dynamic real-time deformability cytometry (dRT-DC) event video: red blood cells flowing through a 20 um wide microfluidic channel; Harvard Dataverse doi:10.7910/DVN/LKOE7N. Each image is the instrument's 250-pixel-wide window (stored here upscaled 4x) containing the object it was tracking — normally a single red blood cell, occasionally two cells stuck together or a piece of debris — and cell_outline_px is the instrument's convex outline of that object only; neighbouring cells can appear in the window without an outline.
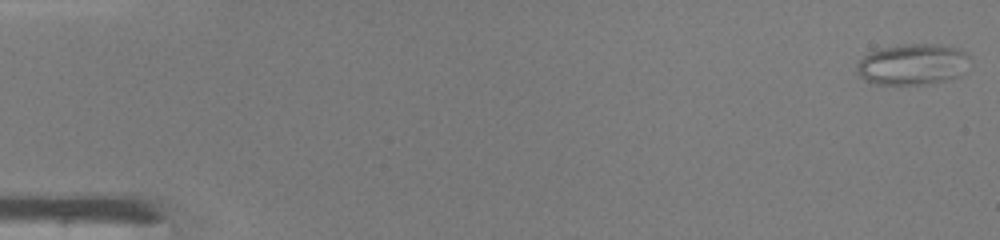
{"species": "common noctule bat (a hibernating species)", "species_latin": "Nyctalus noctula", "temperature_condition": "warm", "stored_images_in_passage": 47, "camera_frame_rate_fps": 3000, "um_per_image_px": 0.085, "animal": {"sex": "male", "body_mass_g": 19.0, "forearm_length_mm": 50.8}, "frame": {"image": 1, "passage_image": 1, "time_ms": 0.0, "image_size_px": [1000, 240], "cell_outline_px": [[968, 56], [960, 76], [944, 80], [920, 84], [876, 84], [864, 80], [856, 72], [856, 64], [864, 56], [872, 52], [884, 48], [904, 44], [936, 44], [960, 48], [968, 52]], "centroid_in_image_um": [77.54, 5.46], "position_along_channel_um": 7.5, "area_um2": 26.65}}
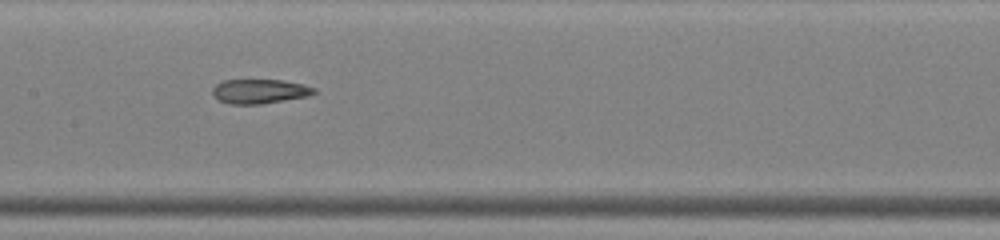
{"frame": {"image": 2, "passage_image": 24, "time_ms": 7.667, "image_size_px": [1000, 240], "cell_outline_px": [[316, 92], [308, 96], [260, 104], [228, 104], [220, 100], [212, 92], [212, 88], [216, 84], [224, 80], [284, 80], [304, 84], [316, 88]], "centroid_in_image_um": [22.09, 7.75], "position_along_channel_um": 185.3, "area_um2": 14.39}}
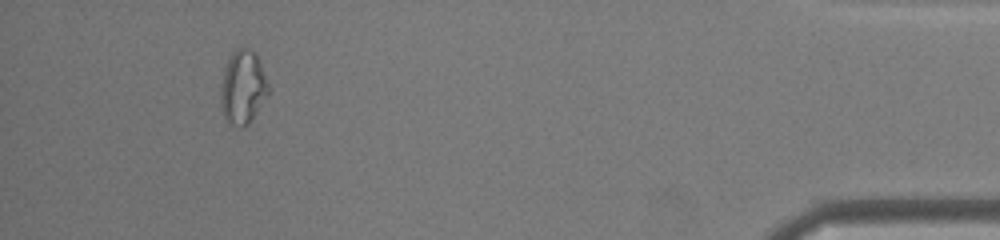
{"frame": {"image": 3, "passage_image": 44, "time_ms": 14.333, "image_size_px": [1000, 240], "cell_outline_px": [[272, 88], [248, 124], [244, 128], [228, 124], [224, 116], [220, 104], [220, 92], [224, 68], [232, 52], [236, 48], [248, 48], [256, 52]], "centroid_in_image_um": [20.66, 7.41], "position_along_channel_um": 414.5, "area_um2": 20.87}, "authors_computed_cell_mechanics": {"area_um2": 17.4556, "velocity_mm_per_s": 4.3351, "shape_relaxation_time_tau1_ms": null, "shape_relaxation_time_tau2_ms": 4.472, "deformation_change_tau1": null, "deformation_change_tau2": 0.1349}}